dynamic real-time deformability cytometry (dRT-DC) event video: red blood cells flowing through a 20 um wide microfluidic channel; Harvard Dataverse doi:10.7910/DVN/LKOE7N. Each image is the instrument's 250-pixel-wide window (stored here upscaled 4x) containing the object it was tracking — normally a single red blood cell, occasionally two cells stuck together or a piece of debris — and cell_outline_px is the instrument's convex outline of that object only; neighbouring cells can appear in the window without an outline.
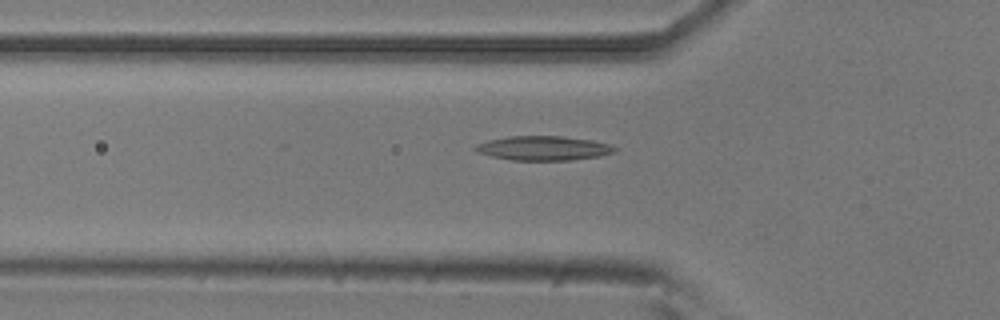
{"species": "common noctule bat (a hibernating species)", "species_latin": "Nyctalus noctula", "temperature_condition": "room temperature", "stored_images_in_passage": 51, "camera_frame_rate_fps": 3000, "um_per_image_px": 0.085, "animal": {"sex": "male", "body_mass_g": 20.5, "forearm_length_mm": 52.5}, "frame": {"image": 1, "passage_image": 15, "time_ms": 4.667, "image_size_px": [1000, 320], "cell_outline_px": [[620, 148], [616, 152], [600, 156], [568, 160], [512, 160], [492, 156], [476, 152], [472, 148], [476, 144], [488, 140], [508, 136], [560, 136], [592, 140], [608, 144]], "centroid_in_image_um": [46.19, 12.59], "position_along_channel_um": 79.6, "area_um2": 19.83}}
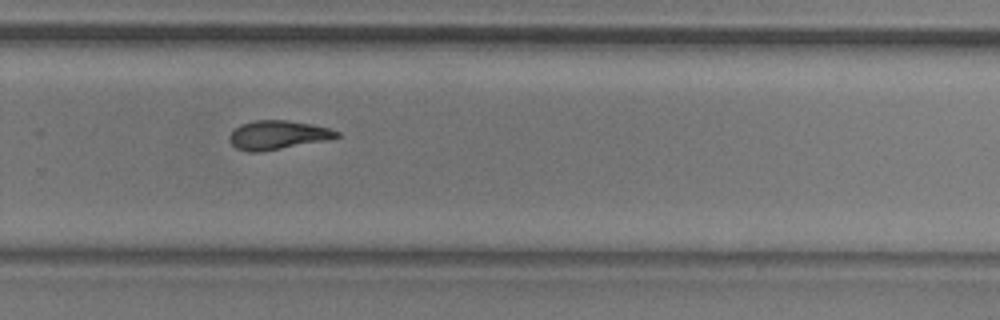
{"frame": {"image": 2, "passage_image": 33, "time_ms": 10.667, "image_size_px": [1000, 320], "cell_outline_px": [[340, 136], [328, 140], [260, 152], [248, 152], [236, 148], [232, 144], [228, 136], [240, 124], [252, 120], [288, 120], [312, 124], [328, 128], [340, 132]], "centroid_in_image_um": [23.61, 11.47], "position_along_channel_um": 306.2, "area_um2": 18.09}}
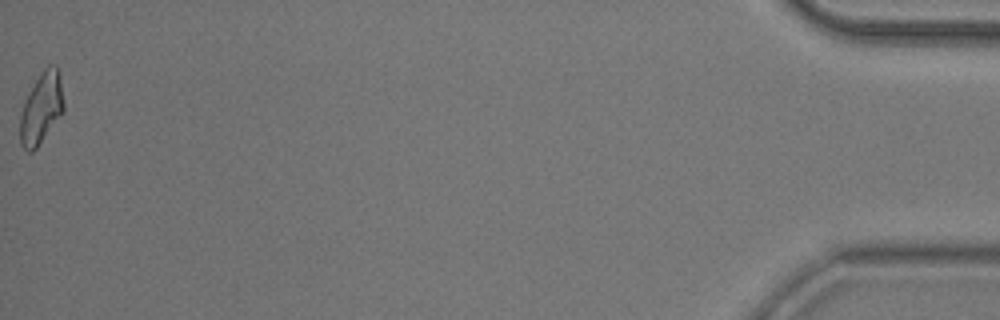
{"frame": {"image": 3, "passage_image": 51, "time_ms": 16.667, "image_size_px": [1000, 320], "cell_outline_px": [[64, 112], [36, 148], [32, 152], [28, 152], [20, 144], [20, 112], [24, 100], [28, 92], [44, 68], [48, 64], [56, 64], [60, 72], [64, 100]], "centroid_in_image_um": [3.53, 9.16], "position_along_channel_um": 431.7, "area_um2": 18.44}, "authors_computed_cell_mechanics": {"area_um2": 18.3226, "velocity_mm_per_s": 3.7608, "shape_relaxation_time_tau1_ms": 6.9851, "shape_relaxation_time_tau2_ms": 4.7929, "deformation_change_tau1": 0.193, "deformation_change_tau2": 0.137}}